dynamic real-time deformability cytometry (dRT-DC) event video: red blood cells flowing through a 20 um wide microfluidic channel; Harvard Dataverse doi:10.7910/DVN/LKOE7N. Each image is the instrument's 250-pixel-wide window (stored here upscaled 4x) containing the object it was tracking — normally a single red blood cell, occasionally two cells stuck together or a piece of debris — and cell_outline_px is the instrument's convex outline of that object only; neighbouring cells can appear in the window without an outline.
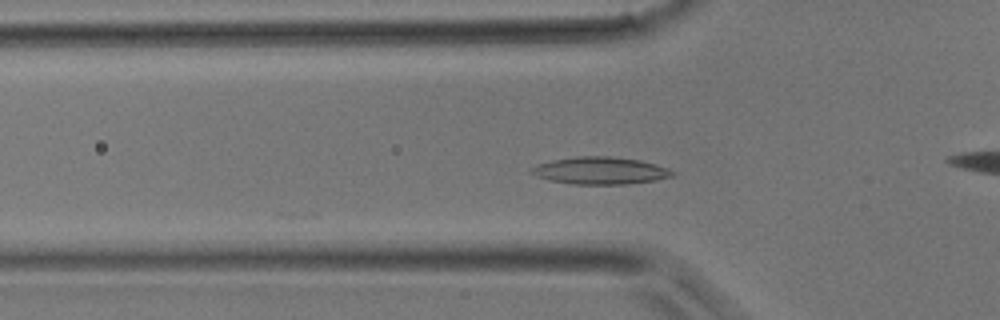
{"species": "common noctule bat (a hibernating species)", "species_latin": "Nyctalus noctula", "temperature_condition": "room temperature", "stored_images_in_passage": 24, "camera_frame_rate_fps": 3000, "um_per_image_px": 0.085, "animal": {"sex": "male", "body_mass_g": 17.9}, "frame": {"image": 1, "passage_image": 10, "time_ms": 3.0, "image_size_px": [1000, 320], "cell_outline_px": [[676, 172], [672, 176], [656, 180], [628, 184], [572, 184], [548, 180], [536, 176], [528, 172], [528, 168], [536, 164], [552, 160], [576, 156], [608, 156], [640, 160], [656, 164], [668, 168]], "centroid_in_image_um": [50.97, 14.5], "position_along_channel_um": 74.8, "area_um2": 22.66}}
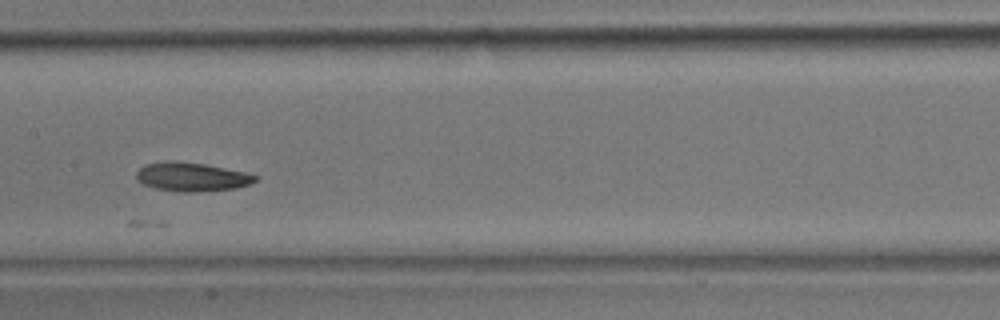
{"frame": {"image": 2, "passage_image": 17, "time_ms": 5.333, "image_size_px": [1000, 320], "cell_outline_px": [[260, 176], [256, 180], [248, 184], [236, 188], [192, 192], [180, 192], [156, 188], [144, 184], [136, 176], [136, 172], [144, 164], [172, 160], [176, 160], [204, 164], [244, 172]], "centroid_in_image_um": [16.29, 15.02], "position_along_channel_um": 191.1, "area_um2": 19.77}}
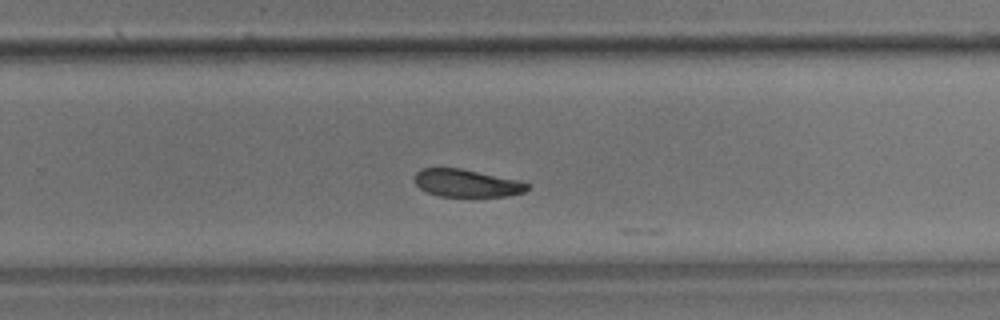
{"frame": {"image": 3, "passage_image": 23, "time_ms": 7.333, "image_size_px": [1000, 320], "cell_outline_px": [[532, 184], [524, 192], [504, 196], [440, 196], [428, 192], [420, 188], [416, 184], [416, 172], [420, 168], [460, 168], [516, 180]], "centroid_in_image_um": [39.66, 15.56], "position_along_channel_um": 290.1, "area_um2": 17.8}}